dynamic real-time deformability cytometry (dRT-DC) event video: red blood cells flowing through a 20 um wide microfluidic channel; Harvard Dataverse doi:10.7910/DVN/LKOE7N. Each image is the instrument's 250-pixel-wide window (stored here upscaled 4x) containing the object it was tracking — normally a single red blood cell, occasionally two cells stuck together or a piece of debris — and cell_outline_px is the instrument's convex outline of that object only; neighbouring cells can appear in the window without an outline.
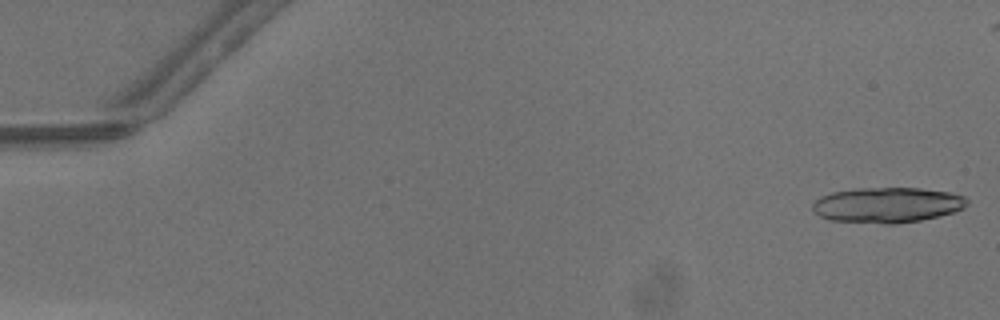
{"species": "common noctule bat (a hibernating species)", "species_latin": "Nyctalus noctula", "temperature_condition": "warm", "stored_images_in_passage": 17, "camera_frame_rate_fps": 3000, "um_per_image_px": 0.085, "animal": {"sex": "male", "body_mass_g": 13.3}, "frame": {"image": 1, "passage_image": 1, "time_ms": 0.0, "image_size_px": [1000, 320], "cell_outline_px": [[968, 204], [964, 208], [940, 216], [920, 220], [896, 224], [880, 224], [828, 220], [812, 212], [812, 204], [820, 196], [832, 192], [856, 188], [920, 188], [948, 192], [964, 196], [968, 200]], "centroid_in_image_um": [75.38, 17.43], "position_along_channel_um": 9.6, "area_um2": 32.14}}